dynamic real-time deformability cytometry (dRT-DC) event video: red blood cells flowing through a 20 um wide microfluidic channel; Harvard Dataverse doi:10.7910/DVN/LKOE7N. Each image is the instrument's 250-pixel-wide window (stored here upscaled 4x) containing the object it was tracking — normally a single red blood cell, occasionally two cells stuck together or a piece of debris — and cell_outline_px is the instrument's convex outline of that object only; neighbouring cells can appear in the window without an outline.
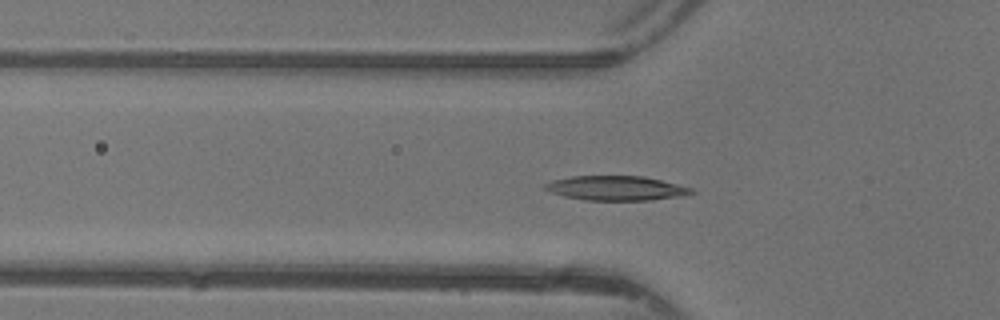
{"species": "common noctule bat (a hibernating species)", "species_latin": "Nyctalus noctula", "temperature_condition": "warm", "stored_images_in_passage": 48, "camera_frame_rate_fps": 3000, "um_per_image_px": 0.085, "animal": {"sex": "female"}, "frame": {"image": 1, "passage_image": 16, "time_ms": 5.0, "image_size_px": [1000, 320], "cell_outline_px": [[696, 192], [684, 196], [648, 200], [584, 200], [564, 196], [552, 192], [544, 188], [544, 184], [552, 180], [572, 176], [644, 176], [692, 188]], "centroid_in_image_um": [52.38, 15.99], "position_along_channel_um": 73.4, "area_um2": 20.81}}
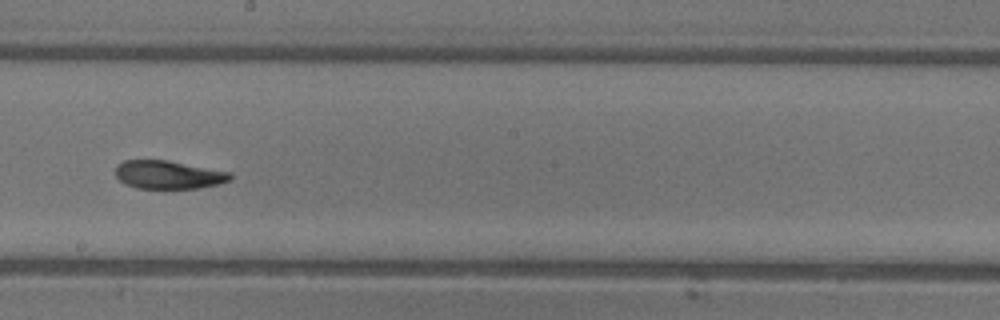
{"frame": {"image": 2, "passage_image": 27, "time_ms": 8.667, "image_size_px": [1000, 320], "cell_outline_px": [[232, 180], [220, 184], [196, 188], [136, 188], [124, 184], [116, 176], [116, 164], [124, 160], [168, 160], [232, 172]], "centroid_in_image_um": [14.33, 14.85], "position_along_channel_um": 233.9, "area_um2": 19.07}}
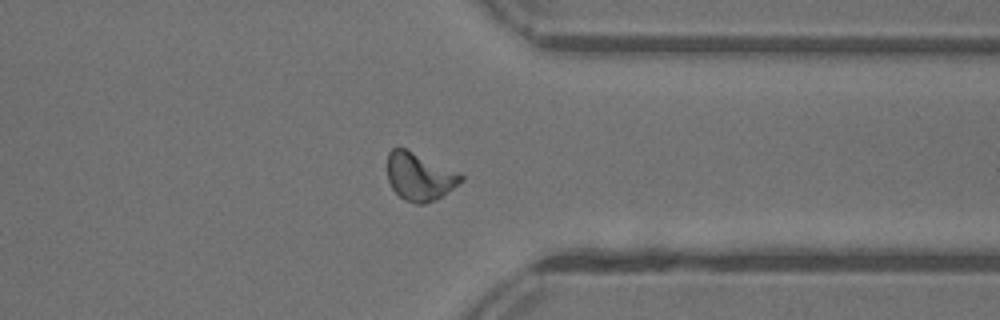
{"frame": {"image": 3, "passage_image": 37, "time_ms": 12.0, "image_size_px": [1000, 320], "cell_outline_px": [[464, 180], [436, 200], [424, 204], [416, 204], [404, 200], [392, 188], [388, 180], [388, 152], [392, 148], [404, 148], [460, 172], [464, 176]], "centroid_in_image_um": [35.68, 15.02], "position_along_channel_um": 375.7, "area_um2": 20.46}, "authors_computed_cell_mechanics": {"area_um2": 19.9699, "velocity_mm_per_s": 4.353, "shape_relaxation_time_tau1_ms": 4.8057, "shape_relaxation_time_tau2_ms": 2.0964, "deformation_change_tau1": 0.1718, "deformation_change_tau2": 0.0783}}